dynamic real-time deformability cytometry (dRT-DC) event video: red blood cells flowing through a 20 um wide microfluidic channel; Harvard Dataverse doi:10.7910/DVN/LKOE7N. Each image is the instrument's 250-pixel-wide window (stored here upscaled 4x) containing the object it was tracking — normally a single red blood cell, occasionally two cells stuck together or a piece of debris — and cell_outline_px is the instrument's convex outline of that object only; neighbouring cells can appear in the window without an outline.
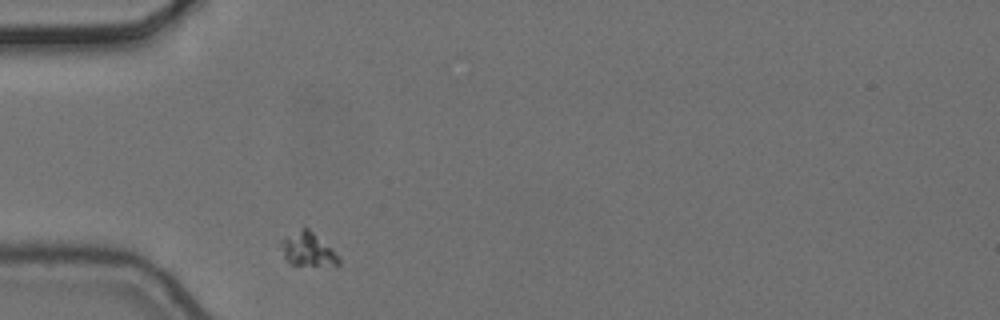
{"species": "common noctule bat (a hibernating species)", "species_latin": "Nyctalus noctula", "temperature_condition": "cold", "stored_images_in_passage": 1, "camera_frame_rate_fps": 3000, "um_per_image_px": 0.085, "animal": {"sex": "female", "body_mass_g": 24.6, "forearm_length_mm": 56.2}, "frame": {"image": 1, "passage_image": 1, "time_ms": 0.0, "image_size_px": [1000, 320], "cell_outline_px": [[340, 264], [292, 264], [284, 256], [280, 244], [280, 240], [304, 224], [340, 260]], "centroid_in_image_um": [26.05, 21.13], "position_along_channel_um": 58.9, "area_um2": 10.64}}